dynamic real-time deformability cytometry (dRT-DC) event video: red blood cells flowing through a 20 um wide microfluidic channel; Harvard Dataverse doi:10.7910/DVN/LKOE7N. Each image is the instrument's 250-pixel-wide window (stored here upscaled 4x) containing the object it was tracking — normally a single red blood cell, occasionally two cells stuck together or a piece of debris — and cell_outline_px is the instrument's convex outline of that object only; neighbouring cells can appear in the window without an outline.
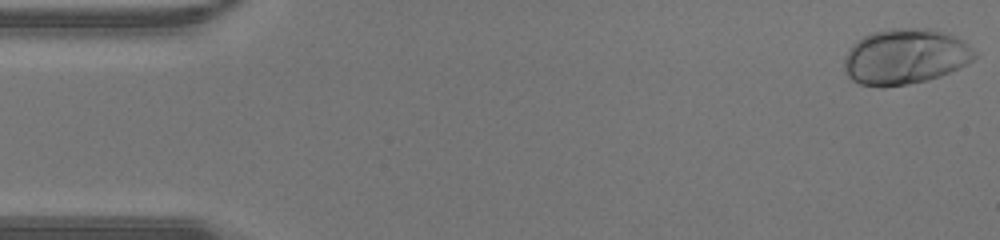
{"species": "human", "species_latin": "Homo sapiens", "temperature_condition": "warm", "stored_images_in_passage": 42, "camera_frame_rate_fps": 3000, "um_per_image_px": 0.085, "donor": {"sex": "male"}, "frame": {"image": 1, "passage_image": 1, "time_ms": 0.0, "image_size_px": [1000, 240], "cell_outline_px": [[976, 56], [972, 60], [940, 76], [928, 80], [908, 84], [884, 88], [880, 88], [860, 84], [852, 80], [848, 76], [844, 68], [844, 60], [848, 52], [856, 40], [872, 32], [892, 28], [928, 28], [952, 36], [968, 44], [976, 52]], "centroid_in_image_um": [76.89, 4.83], "position_along_channel_um": 8.1, "area_um2": 41.96}}
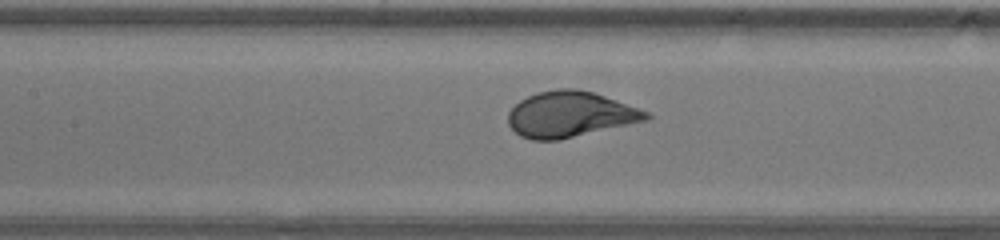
{"frame": {"image": 2, "passage_image": 19, "time_ms": 6.0, "image_size_px": [1000, 240], "cell_outline_px": [[652, 116], [648, 120], [560, 140], [532, 140], [520, 136], [508, 124], [508, 112], [520, 100], [536, 92], [556, 88], [572, 88], [592, 92], [616, 100], [648, 112]], "centroid_in_image_um": [48.44, 9.72], "position_along_channel_um": 159.0, "area_um2": 36.7}}
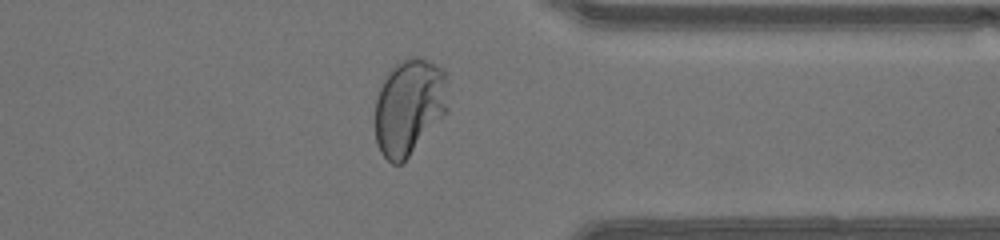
{"frame": {"image": 3, "passage_image": 33, "time_ms": 10.667, "image_size_px": [1000, 240], "cell_outline_px": [[448, 112], [408, 156], [400, 164], [392, 164], [380, 152], [376, 140], [376, 100], [384, 76], [396, 64], [408, 56], [420, 56], [444, 68], [448, 108]], "centroid_in_image_um": [34.79, 9.04], "position_along_channel_um": 376.6, "area_um2": 40.86}}